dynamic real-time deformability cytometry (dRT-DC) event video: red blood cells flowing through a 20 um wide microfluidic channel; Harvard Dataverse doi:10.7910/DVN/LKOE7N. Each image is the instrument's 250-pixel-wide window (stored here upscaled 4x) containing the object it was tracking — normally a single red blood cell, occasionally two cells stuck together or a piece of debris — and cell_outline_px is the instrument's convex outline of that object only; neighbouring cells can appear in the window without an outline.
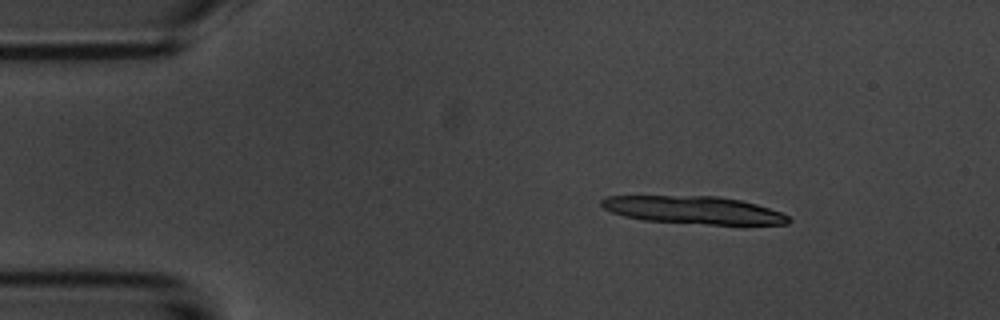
{"species": "common noctule bat (a hibernating species)", "species_latin": "Nyctalus noctula", "temperature_condition": "room temperature", "stored_images_in_passage": 8, "camera_frame_rate_fps": 3000, "um_per_image_px": 0.085, "animal": {"sex": "male", "body_mass_g": 20.1, "forearm_length_mm": 53.5}, "frame": {"image": 1, "passage_image": 1, "time_ms": 0.0, "image_size_px": [1000, 320], "cell_outline_px": [[792, 220], [788, 224], [708, 224], [644, 220], [624, 216], [612, 212], [604, 208], [600, 204], [600, 200], [608, 196], [716, 196], [740, 200], [756, 204], [780, 212], [788, 216]], "centroid_in_image_um": [58.94, 17.85], "position_along_channel_um": 26.1, "area_um2": 29.88}}